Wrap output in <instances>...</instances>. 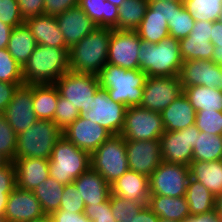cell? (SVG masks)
I'll list each match as a JSON object with an SVG mask.
<instances>
[{"label": "cell", "instance_id": "obj_1", "mask_svg": "<svg viewBox=\"0 0 222 222\" xmlns=\"http://www.w3.org/2000/svg\"><path fill=\"white\" fill-rule=\"evenodd\" d=\"M100 88L105 89L114 102L129 106L141 104L147 74L140 69L128 70L106 64L97 75Z\"/></svg>", "mask_w": 222, "mask_h": 222}, {"label": "cell", "instance_id": "obj_2", "mask_svg": "<svg viewBox=\"0 0 222 222\" xmlns=\"http://www.w3.org/2000/svg\"><path fill=\"white\" fill-rule=\"evenodd\" d=\"M69 71V48L37 45L22 68L25 84H54Z\"/></svg>", "mask_w": 222, "mask_h": 222}, {"label": "cell", "instance_id": "obj_3", "mask_svg": "<svg viewBox=\"0 0 222 222\" xmlns=\"http://www.w3.org/2000/svg\"><path fill=\"white\" fill-rule=\"evenodd\" d=\"M138 62L140 70L148 77L179 76L183 64L179 40L171 36L157 44L142 40L139 45Z\"/></svg>", "mask_w": 222, "mask_h": 222}, {"label": "cell", "instance_id": "obj_4", "mask_svg": "<svg viewBox=\"0 0 222 222\" xmlns=\"http://www.w3.org/2000/svg\"><path fill=\"white\" fill-rule=\"evenodd\" d=\"M112 29L97 27L69 49V71L98 75L107 64Z\"/></svg>", "mask_w": 222, "mask_h": 222}, {"label": "cell", "instance_id": "obj_5", "mask_svg": "<svg viewBox=\"0 0 222 222\" xmlns=\"http://www.w3.org/2000/svg\"><path fill=\"white\" fill-rule=\"evenodd\" d=\"M91 167L90 154L77 148L62 136L54 145L49 158L50 177L67 185L73 183Z\"/></svg>", "mask_w": 222, "mask_h": 222}, {"label": "cell", "instance_id": "obj_6", "mask_svg": "<svg viewBox=\"0 0 222 222\" xmlns=\"http://www.w3.org/2000/svg\"><path fill=\"white\" fill-rule=\"evenodd\" d=\"M63 132L52 120H37L24 132L17 135L15 159L51 157L55 143Z\"/></svg>", "mask_w": 222, "mask_h": 222}, {"label": "cell", "instance_id": "obj_7", "mask_svg": "<svg viewBox=\"0 0 222 222\" xmlns=\"http://www.w3.org/2000/svg\"><path fill=\"white\" fill-rule=\"evenodd\" d=\"M90 160L91 168L111 185L129 170L126 140L121 134H112L90 155Z\"/></svg>", "mask_w": 222, "mask_h": 222}, {"label": "cell", "instance_id": "obj_8", "mask_svg": "<svg viewBox=\"0 0 222 222\" xmlns=\"http://www.w3.org/2000/svg\"><path fill=\"white\" fill-rule=\"evenodd\" d=\"M54 85L60 96L69 100L80 115L91 110L94 94L100 88L98 76L72 71L66 72Z\"/></svg>", "mask_w": 222, "mask_h": 222}, {"label": "cell", "instance_id": "obj_9", "mask_svg": "<svg viewBox=\"0 0 222 222\" xmlns=\"http://www.w3.org/2000/svg\"><path fill=\"white\" fill-rule=\"evenodd\" d=\"M165 132L159 112L144 107L129 106L125 113L121 135L126 141H146L159 139Z\"/></svg>", "mask_w": 222, "mask_h": 222}, {"label": "cell", "instance_id": "obj_10", "mask_svg": "<svg viewBox=\"0 0 222 222\" xmlns=\"http://www.w3.org/2000/svg\"><path fill=\"white\" fill-rule=\"evenodd\" d=\"M189 178V166L162 161L149 176L150 195L185 196Z\"/></svg>", "mask_w": 222, "mask_h": 222}, {"label": "cell", "instance_id": "obj_11", "mask_svg": "<svg viewBox=\"0 0 222 222\" xmlns=\"http://www.w3.org/2000/svg\"><path fill=\"white\" fill-rule=\"evenodd\" d=\"M199 134L195 125L179 131H165L159 138L162 161L189 166Z\"/></svg>", "mask_w": 222, "mask_h": 222}, {"label": "cell", "instance_id": "obj_12", "mask_svg": "<svg viewBox=\"0 0 222 222\" xmlns=\"http://www.w3.org/2000/svg\"><path fill=\"white\" fill-rule=\"evenodd\" d=\"M183 94L179 76L147 77L141 99V107L161 112Z\"/></svg>", "mask_w": 222, "mask_h": 222}, {"label": "cell", "instance_id": "obj_13", "mask_svg": "<svg viewBox=\"0 0 222 222\" xmlns=\"http://www.w3.org/2000/svg\"><path fill=\"white\" fill-rule=\"evenodd\" d=\"M126 110V105L114 102L108 97L105 89L99 88L94 94L91 110L81 116L103 126L112 134H120L124 126Z\"/></svg>", "mask_w": 222, "mask_h": 222}, {"label": "cell", "instance_id": "obj_14", "mask_svg": "<svg viewBox=\"0 0 222 222\" xmlns=\"http://www.w3.org/2000/svg\"><path fill=\"white\" fill-rule=\"evenodd\" d=\"M141 41L136 31L112 29L107 63L128 70L140 69L138 52Z\"/></svg>", "mask_w": 222, "mask_h": 222}, {"label": "cell", "instance_id": "obj_15", "mask_svg": "<svg viewBox=\"0 0 222 222\" xmlns=\"http://www.w3.org/2000/svg\"><path fill=\"white\" fill-rule=\"evenodd\" d=\"M2 115L17 135L32 126L38 120L33 110V84L18 86Z\"/></svg>", "mask_w": 222, "mask_h": 222}, {"label": "cell", "instance_id": "obj_16", "mask_svg": "<svg viewBox=\"0 0 222 222\" xmlns=\"http://www.w3.org/2000/svg\"><path fill=\"white\" fill-rule=\"evenodd\" d=\"M179 77L182 88L204 86L222 91V66L210 60L183 61Z\"/></svg>", "mask_w": 222, "mask_h": 222}, {"label": "cell", "instance_id": "obj_17", "mask_svg": "<svg viewBox=\"0 0 222 222\" xmlns=\"http://www.w3.org/2000/svg\"><path fill=\"white\" fill-rule=\"evenodd\" d=\"M111 135L106 128L84 119L81 115L63 131L64 137L90 155Z\"/></svg>", "mask_w": 222, "mask_h": 222}, {"label": "cell", "instance_id": "obj_18", "mask_svg": "<svg viewBox=\"0 0 222 222\" xmlns=\"http://www.w3.org/2000/svg\"><path fill=\"white\" fill-rule=\"evenodd\" d=\"M129 170L150 176L162 163L159 139L126 141Z\"/></svg>", "mask_w": 222, "mask_h": 222}, {"label": "cell", "instance_id": "obj_19", "mask_svg": "<svg viewBox=\"0 0 222 222\" xmlns=\"http://www.w3.org/2000/svg\"><path fill=\"white\" fill-rule=\"evenodd\" d=\"M212 25V21H195L188 37L179 40L183 61L211 59L214 51V45L210 41Z\"/></svg>", "mask_w": 222, "mask_h": 222}, {"label": "cell", "instance_id": "obj_20", "mask_svg": "<svg viewBox=\"0 0 222 222\" xmlns=\"http://www.w3.org/2000/svg\"><path fill=\"white\" fill-rule=\"evenodd\" d=\"M44 214L33 192L17 186L10 193L4 211V217L8 222H26Z\"/></svg>", "mask_w": 222, "mask_h": 222}, {"label": "cell", "instance_id": "obj_21", "mask_svg": "<svg viewBox=\"0 0 222 222\" xmlns=\"http://www.w3.org/2000/svg\"><path fill=\"white\" fill-rule=\"evenodd\" d=\"M55 18L69 49L98 27L79 6L69 8Z\"/></svg>", "mask_w": 222, "mask_h": 222}, {"label": "cell", "instance_id": "obj_22", "mask_svg": "<svg viewBox=\"0 0 222 222\" xmlns=\"http://www.w3.org/2000/svg\"><path fill=\"white\" fill-rule=\"evenodd\" d=\"M16 186L33 191L50 176L49 160L41 158L14 159Z\"/></svg>", "mask_w": 222, "mask_h": 222}, {"label": "cell", "instance_id": "obj_23", "mask_svg": "<svg viewBox=\"0 0 222 222\" xmlns=\"http://www.w3.org/2000/svg\"><path fill=\"white\" fill-rule=\"evenodd\" d=\"M110 188L113 195L146 205L149 203V177L146 175L128 170Z\"/></svg>", "mask_w": 222, "mask_h": 222}, {"label": "cell", "instance_id": "obj_24", "mask_svg": "<svg viewBox=\"0 0 222 222\" xmlns=\"http://www.w3.org/2000/svg\"><path fill=\"white\" fill-rule=\"evenodd\" d=\"M85 205H97L106 202L111 194L110 185L103 176L91 167L73 181Z\"/></svg>", "mask_w": 222, "mask_h": 222}, {"label": "cell", "instance_id": "obj_25", "mask_svg": "<svg viewBox=\"0 0 222 222\" xmlns=\"http://www.w3.org/2000/svg\"><path fill=\"white\" fill-rule=\"evenodd\" d=\"M37 45L67 47L55 16L39 15L25 20Z\"/></svg>", "mask_w": 222, "mask_h": 222}, {"label": "cell", "instance_id": "obj_26", "mask_svg": "<svg viewBox=\"0 0 222 222\" xmlns=\"http://www.w3.org/2000/svg\"><path fill=\"white\" fill-rule=\"evenodd\" d=\"M165 131H179L195 124L196 111L188 98L181 94L160 112Z\"/></svg>", "mask_w": 222, "mask_h": 222}, {"label": "cell", "instance_id": "obj_27", "mask_svg": "<svg viewBox=\"0 0 222 222\" xmlns=\"http://www.w3.org/2000/svg\"><path fill=\"white\" fill-rule=\"evenodd\" d=\"M148 206L159 218L185 222L189 216V205L185 196L166 197L150 195Z\"/></svg>", "mask_w": 222, "mask_h": 222}, {"label": "cell", "instance_id": "obj_28", "mask_svg": "<svg viewBox=\"0 0 222 222\" xmlns=\"http://www.w3.org/2000/svg\"><path fill=\"white\" fill-rule=\"evenodd\" d=\"M190 177L203 184L215 197L222 192V160L192 161Z\"/></svg>", "mask_w": 222, "mask_h": 222}, {"label": "cell", "instance_id": "obj_29", "mask_svg": "<svg viewBox=\"0 0 222 222\" xmlns=\"http://www.w3.org/2000/svg\"><path fill=\"white\" fill-rule=\"evenodd\" d=\"M36 46L35 38L26 23L12 29L7 50L21 68L27 63Z\"/></svg>", "mask_w": 222, "mask_h": 222}, {"label": "cell", "instance_id": "obj_30", "mask_svg": "<svg viewBox=\"0 0 222 222\" xmlns=\"http://www.w3.org/2000/svg\"><path fill=\"white\" fill-rule=\"evenodd\" d=\"M78 6L98 26L118 30L119 8L102 0H79Z\"/></svg>", "mask_w": 222, "mask_h": 222}, {"label": "cell", "instance_id": "obj_31", "mask_svg": "<svg viewBox=\"0 0 222 222\" xmlns=\"http://www.w3.org/2000/svg\"><path fill=\"white\" fill-rule=\"evenodd\" d=\"M59 91L54 84H33V110L37 119H54Z\"/></svg>", "mask_w": 222, "mask_h": 222}, {"label": "cell", "instance_id": "obj_32", "mask_svg": "<svg viewBox=\"0 0 222 222\" xmlns=\"http://www.w3.org/2000/svg\"><path fill=\"white\" fill-rule=\"evenodd\" d=\"M184 95L191 106L198 111L222 112V91L204 86H191L183 88Z\"/></svg>", "mask_w": 222, "mask_h": 222}, {"label": "cell", "instance_id": "obj_33", "mask_svg": "<svg viewBox=\"0 0 222 222\" xmlns=\"http://www.w3.org/2000/svg\"><path fill=\"white\" fill-rule=\"evenodd\" d=\"M185 197L190 216L215 211V196L203 184L191 177L187 183Z\"/></svg>", "mask_w": 222, "mask_h": 222}, {"label": "cell", "instance_id": "obj_34", "mask_svg": "<svg viewBox=\"0 0 222 222\" xmlns=\"http://www.w3.org/2000/svg\"><path fill=\"white\" fill-rule=\"evenodd\" d=\"M135 31L141 40L153 44H157L169 36L167 21L161 15L153 14V11L149 7L142 22Z\"/></svg>", "mask_w": 222, "mask_h": 222}, {"label": "cell", "instance_id": "obj_35", "mask_svg": "<svg viewBox=\"0 0 222 222\" xmlns=\"http://www.w3.org/2000/svg\"><path fill=\"white\" fill-rule=\"evenodd\" d=\"M64 184L48 177L46 181L40 183L32 192L39 200L41 208L45 214L59 210Z\"/></svg>", "mask_w": 222, "mask_h": 222}, {"label": "cell", "instance_id": "obj_36", "mask_svg": "<svg viewBox=\"0 0 222 222\" xmlns=\"http://www.w3.org/2000/svg\"><path fill=\"white\" fill-rule=\"evenodd\" d=\"M149 0H125L119 7L118 30L135 31L142 22Z\"/></svg>", "mask_w": 222, "mask_h": 222}, {"label": "cell", "instance_id": "obj_37", "mask_svg": "<svg viewBox=\"0 0 222 222\" xmlns=\"http://www.w3.org/2000/svg\"><path fill=\"white\" fill-rule=\"evenodd\" d=\"M222 160V136L201 132L193 148L192 161Z\"/></svg>", "mask_w": 222, "mask_h": 222}, {"label": "cell", "instance_id": "obj_38", "mask_svg": "<svg viewBox=\"0 0 222 222\" xmlns=\"http://www.w3.org/2000/svg\"><path fill=\"white\" fill-rule=\"evenodd\" d=\"M185 9L194 21H217L222 16V0H184Z\"/></svg>", "mask_w": 222, "mask_h": 222}, {"label": "cell", "instance_id": "obj_39", "mask_svg": "<svg viewBox=\"0 0 222 222\" xmlns=\"http://www.w3.org/2000/svg\"><path fill=\"white\" fill-rule=\"evenodd\" d=\"M109 201L113 216L117 222H132L135 215L146 205L113 194H110Z\"/></svg>", "mask_w": 222, "mask_h": 222}, {"label": "cell", "instance_id": "obj_40", "mask_svg": "<svg viewBox=\"0 0 222 222\" xmlns=\"http://www.w3.org/2000/svg\"><path fill=\"white\" fill-rule=\"evenodd\" d=\"M194 24V19L182 3L177 8V12H175L171 21L168 22L169 36L178 40L186 38L191 33Z\"/></svg>", "mask_w": 222, "mask_h": 222}, {"label": "cell", "instance_id": "obj_41", "mask_svg": "<svg viewBox=\"0 0 222 222\" xmlns=\"http://www.w3.org/2000/svg\"><path fill=\"white\" fill-rule=\"evenodd\" d=\"M0 81L24 83L22 68L10 55L7 48L0 49Z\"/></svg>", "mask_w": 222, "mask_h": 222}, {"label": "cell", "instance_id": "obj_42", "mask_svg": "<svg viewBox=\"0 0 222 222\" xmlns=\"http://www.w3.org/2000/svg\"><path fill=\"white\" fill-rule=\"evenodd\" d=\"M17 147V134L12 129L7 119L0 114V153L9 161L15 159Z\"/></svg>", "mask_w": 222, "mask_h": 222}, {"label": "cell", "instance_id": "obj_43", "mask_svg": "<svg viewBox=\"0 0 222 222\" xmlns=\"http://www.w3.org/2000/svg\"><path fill=\"white\" fill-rule=\"evenodd\" d=\"M194 125L201 132L222 136V112L198 111Z\"/></svg>", "mask_w": 222, "mask_h": 222}, {"label": "cell", "instance_id": "obj_44", "mask_svg": "<svg viewBox=\"0 0 222 222\" xmlns=\"http://www.w3.org/2000/svg\"><path fill=\"white\" fill-rule=\"evenodd\" d=\"M80 116L79 111L69 100L59 95L53 122L63 132Z\"/></svg>", "mask_w": 222, "mask_h": 222}, {"label": "cell", "instance_id": "obj_45", "mask_svg": "<svg viewBox=\"0 0 222 222\" xmlns=\"http://www.w3.org/2000/svg\"><path fill=\"white\" fill-rule=\"evenodd\" d=\"M60 210L70 211V213H84L85 203L74 183L64 185Z\"/></svg>", "mask_w": 222, "mask_h": 222}, {"label": "cell", "instance_id": "obj_46", "mask_svg": "<svg viewBox=\"0 0 222 222\" xmlns=\"http://www.w3.org/2000/svg\"><path fill=\"white\" fill-rule=\"evenodd\" d=\"M0 21L12 28L25 23L17 0H0Z\"/></svg>", "mask_w": 222, "mask_h": 222}, {"label": "cell", "instance_id": "obj_47", "mask_svg": "<svg viewBox=\"0 0 222 222\" xmlns=\"http://www.w3.org/2000/svg\"><path fill=\"white\" fill-rule=\"evenodd\" d=\"M84 214L92 222H117L113 216L109 199L101 204L86 205Z\"/></svg>", "mask_w": 222, "mask_h": 222}, {"label": "cell", "instance_id": "obj_48", "mask_svg": "<svg viewBox=\"0 0 222 222\" xmlns=\"http://www.w3.org/2000/svg\"><path fill=\"white\" fill-rule=\"evenodd\" d=\"M182 3L183 2L153 0L149 1L148 7L153 11V14L161 15L168 23Z\"/></svg>", "mask_w": 222, "mask_h": 222}, {"label": "cell", "instance_id": "obj_49", "mask_svg": "<svg viewBox=\"0 0 222 222\" xmlns=\"http://www.w3.org/2000/svg\"><path fill=\"white\" fill-rule=\"evenodd\" d=\"M15 187V166L12 161H8L0 167V193H11Z\"/></svg>", "mask_w": 222, "mask_h": 222}, {"label": "cell", "instance_id": "obj_50", "mask_svg": "<svg viewBox=\"0 0 222 222\" xmlns=\"http://www.w3.org/2000/svg\"><path fill=\"white\" fill-rule=\"evenodd\" d=\"M78 4L79 0H44V14L57 16Z\"/></svg>", "mask_w": 222, "mask_h": 222}, {"label": "cell", "instance_id": "obj_51", "mask_svg": "<svg viewBox=\"0 0 222 222\" xmlns=\"http://www.w3.org/2000/svg\"><path fill=\"white\" fill-rule=\"evenodd\" d=\"M20 14L24 20L44 15V0H17Z\"/></svg>", "mask_w": 222, "mask_h": 222}, {"label": "cell", "instance_id": "obj_52", "mask_svg": "<svg viewBox=\"0 0 222 222\" xmlns=\"http://www.w3.org/2000/svg\"><path fill=\"white\" fill-rule=\"evenodd\" d=\"M53 222H92L84 213L56 210L50 214Z\"/></svg>", "mask_w": 222, "mask_h": 222}, {"label": "cell", "instance_id": "obj_53", "mask_svg": "<svg viewBox=\"0 0 222 222\" xmlns=\"http://www.w3.org/2000/svg\"><path fill=\"white\" fill-rule=\"evenodd\" d=\"M25 83H8L0 81V114L6 109L7 105L11 102L13 94L18 86Z\"/></svg>", "mask_w": 222, "mask_h": 222}, {"label": "cell", "instance_id": "obj_54", "mask_svg": "<svg viewBox=\"0 0 222 222\" xmlns=\"http://www.w3.org/2000/svg\"><path fill=\"white\" fill-rule=\"evenodd\" d=\"M160 218L155 215L148 205H145L141 211L135 215L132 222H159Z\"/></svg>", "mask_w": 222, "mask_h": 222}, {"label": "cell", "instance_id": "obj_55", "mask_svg": "<svg viewBox=\"0 0 222 222\" xmlns=\"http://www.w3.org/2000/svg\"><path fill=\"white\" fill-rule=\"evenodd\" d=\"M210 41L214 45V47L222 48V20L221 19L213 22Z\"/></svg>", "mask_w": 222, "mask_h": 222}, {"label": "cell", "instance_id": "obj_56", "mask_svg": "<svg viewBox=\"0 0 222 222\" xmlns=\"http://www.w3.org/2000/svg\"><path fill=\"white\" fill-rule=\"evenodd\" d=\"M12 27L0 21V49L7 48Z\"/></svg>", "mask_w": 222, "mask_h": 222}, {"label": "cell", "instance_id": "obj_57", "mask_svg": "<svg viewBox=\"0 0 222 222\" xmlns=\"http://www.w3.org/2000/svg\"><path fill=\"white\" fill-rule=\"evenodd\" d=\"M216 211H210L203 214L189 216L185 222H215Z\"/></svg>", "mask_w": 222, "mask_h": 222}, {"label": "cell", "instance_id": "obj_58", "mask_svg": "<svg viewBox=\"0 0 222 222\" xmlns=\"http://www.w3.org/2000/svg\"><path fill=\"white\" fill-rule=\"evenodd\" d=\"M210 61L214 62L218 66H222V48L214 47Z\"/></svg>", "mask_w": 222, "mask_h": 222}, {"label": "cell", "instance_id": "obj_59", "mask_svg": "<svg viewBox=\"0 0 222 222\" xmlns=\"http://www.w3.org/2000/svg\"><path fill=\"white\" fill-rule=\"evenodd\" d=\"M215 211L217 217L222 220V192L215 197Z\"/></svg>", "mask_w": 222, "mask_h": 222}, {"label": "cell", "instance_id": "obj_60", "mask_svg": "<svg viewBox=\"0 0 222 222\" xmlns=\"http://www.w3.org/2000/svg\"><path fill=\"white\" fill-rule=\"evenodd\" d=\"M9 195L10 193H0V215H4Z\"/></svg>", "mask_w": 222, "mask_h": 222}, {"label": "cell", "instance_id": "obj_61", "mask_svg": "<svg viewBox=\"0 0 222 222\" xmlns=\"http://www.w3.org/2000/svg\"><path fill=\"white\" fill-rule=\"evenodd\" d=\"M51 221V217L50 214H44L43 216L36 218V219H32L30 221H26V222H50Z\"/></svg>", "mask_w": 222, "mask_h": 222}, {"label": "cell", "instance_id": "obj_62", "mask_svg": "<svg viewBox=\"0 0 222 222\" xmlns=\"http://www.w3.org/2000/svg\"><path fill=\"white\" fill-rule=\"evenodd\" d=\"M106 1H108L109 3L113 5H116L119 8L125 0H106Z\"/></svg>", "mask_w": 222, "mask_h": 222}, {"label": "cell", "instance_id": "obj_63", "mask_svg": "<svg viewBox=\"0 0 222 222\" xmlns=\"http://www.w3.org/2000/svg\"><path fill=\"white\" fill-rule=\"evenodd\" d=\"M9 160L0 153V167L4 166Z\"/></svg>", "mask_w": 222, "mask_h": 222}, {"label": "cell", "instance_id": "obj_64", "mask_svg": "<svg viewBox=\"0 0 222 222\" xmlns=\"http://www.w3.org/2000/svg\"><path fill=\"white\" fill-rule=\"evenodd\" d=\"M0 222H8L4 215H0Z\"/></svg>", "mask_w": 222, "mask_h": 222}, {"label": "cell", "instance_id": "obj_65", "mask_svg": "<svg viewBox=\"0 0 222 222\" xmlns=\"http://www.w3.org/2000/svg\"><path fill=\"white\" fill-rule=\"evenodd\" d=\"M159 222H177V221L166 220V219H162V218H160Z\"/></svg>", "mask_w": 222, "mask_h": 222}, {"label": "cell", "instance_id": "obj_66", "mask_svg": "<svg viewBox=\"0 0 222 222\" xmlns=\"http://www.w3.org/2000/svg\"><path fill=\"white\" fill-rule=\"evenodd\" d=\"M149 1H153V0H149ZM163 1H175V2H183L184 0H163Z\"/></svg>", "mask_w": 222, "mask_h": 222}, {"label": "cell", "instance_id": "obj_67", "mask_svg": "<svg viewBox=\"0 0 222 222\" xmlns=\"http://www.w3.org/2000/svg\"><path fill=\"white\" fill-rule=\"evenodd\" d=\"M215 222H222L221 219H219L218 217L215 218Z\"/></svg>", "mask_w": 222, "mask_h": 222}]
</instances>
